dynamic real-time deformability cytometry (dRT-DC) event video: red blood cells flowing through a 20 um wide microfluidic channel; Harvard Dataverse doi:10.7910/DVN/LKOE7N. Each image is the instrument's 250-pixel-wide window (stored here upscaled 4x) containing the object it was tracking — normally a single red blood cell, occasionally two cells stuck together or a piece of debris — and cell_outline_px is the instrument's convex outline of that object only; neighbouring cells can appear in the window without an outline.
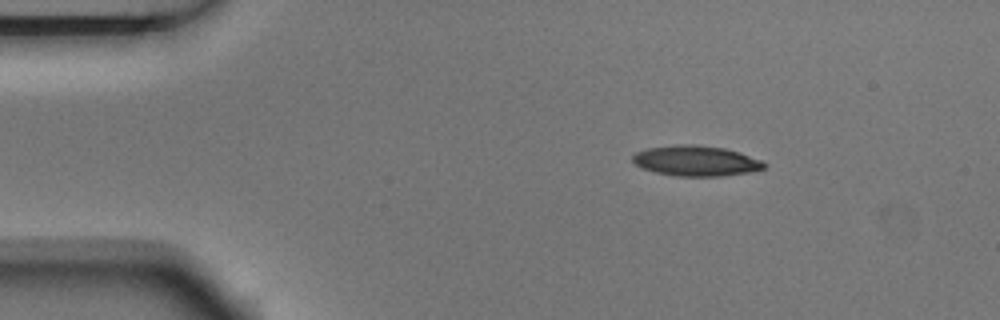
{"species": "Egyptian fruit bat (a non-hibernating species)", "species_latin": "Rousettus aegyptiacus", "temperature_condition": "room temperature", "stored_images_in_passage": 3, "camera_frame_rate_fps": 3000, "um_per_image_px": 0.085, "animal": {"sex": "male"}, "frame": {"image": 1, "passage_image": 1, "time_ms": 0.0, "image_size_px": [1000, 320], "cell_outline_px": [[768, 168], [752, 172], [720, 176], [676, 176], [656, 172], [644, 168], [636, 164], [632, 160], [632, 156], [636, 152], [648, 148], [676, 144], [696, 144], [724, 148], [740, 152], [764, 160], [768, 164]], "centroid_in_image_um": [59.25, 13.66], "position_along_channel_um": 25.8, "area_um2": 23.58}}